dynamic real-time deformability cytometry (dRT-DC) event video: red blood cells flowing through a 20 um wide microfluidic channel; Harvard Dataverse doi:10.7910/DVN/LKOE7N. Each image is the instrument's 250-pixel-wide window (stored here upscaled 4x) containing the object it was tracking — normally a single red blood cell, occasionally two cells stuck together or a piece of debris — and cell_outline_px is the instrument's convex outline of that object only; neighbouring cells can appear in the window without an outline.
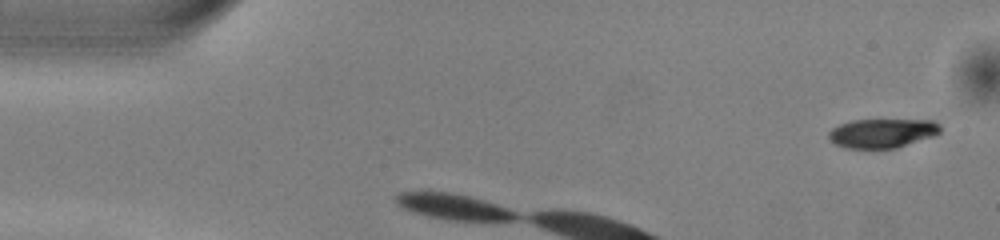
{"species": "common noctule bat (a hibernating species)", "species_latin": "Nyctalus noctula", "temperature_condition": "warm", "stored_images_in_passage": 4, "camera_frame_rate_fps": 3000, "um_per_image_px": 0.085, "animal": {"sex": "male", "body_mass_g": 13.0, "forearm_length_mm": 53.1}, "frame": {"image": 1, "passage_image": 1, "time_ms": 0.0, "image_size_px": [1000, 240], "cell_outline_px": [[940, 132], [932, 136], [896, 148], [844, 148], [836, 144], [828, 136], [828, 132], [832, 128], [840, 124], [852, 120], [936, 120], [940, 124]], "centroid_in_image_um": [74.99, 11.31], "position_along_channel_um": 10.0, "area_um2": 18.84}}